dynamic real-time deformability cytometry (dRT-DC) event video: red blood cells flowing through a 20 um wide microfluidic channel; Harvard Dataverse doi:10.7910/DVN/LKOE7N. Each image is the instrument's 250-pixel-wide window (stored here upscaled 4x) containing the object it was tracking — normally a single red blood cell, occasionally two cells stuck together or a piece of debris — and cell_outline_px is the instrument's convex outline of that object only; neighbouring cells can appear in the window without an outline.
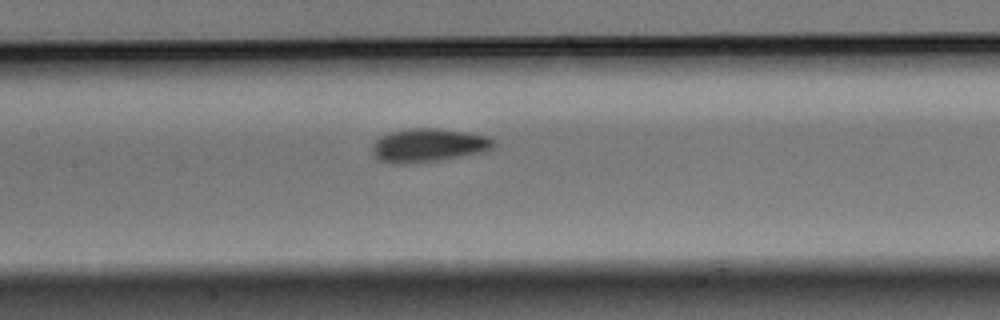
{"species": "Egyptian fruit bat (a non-hibernating species)", "species_latin": "Rousettus aegyptiacus", "temperature_condition": "warm", "stored_images_in_passage": 7, "camera_frame_rate_fps": 3000, "um_per_image_px": 0.085, "animal": {"sex": "male"}, "frame": {"image": 1, "passage_image": 7, "time_ms": 2.0, "image_size_px": [1000, 320], "cell_outline_px": [[496, 144], [492, 148], [484, 152], [440, 160], [412, 164], [392, 164], [380, 160], [372, 152], [372, 144], [380, 136], [388, 132], [408, 128], [440, 128], [488, 136], [496, 140]], "centroid_in_image_um": [36.41, 12.35], "position_along_channel_um": 171.0, "area_um2": 24.04}}